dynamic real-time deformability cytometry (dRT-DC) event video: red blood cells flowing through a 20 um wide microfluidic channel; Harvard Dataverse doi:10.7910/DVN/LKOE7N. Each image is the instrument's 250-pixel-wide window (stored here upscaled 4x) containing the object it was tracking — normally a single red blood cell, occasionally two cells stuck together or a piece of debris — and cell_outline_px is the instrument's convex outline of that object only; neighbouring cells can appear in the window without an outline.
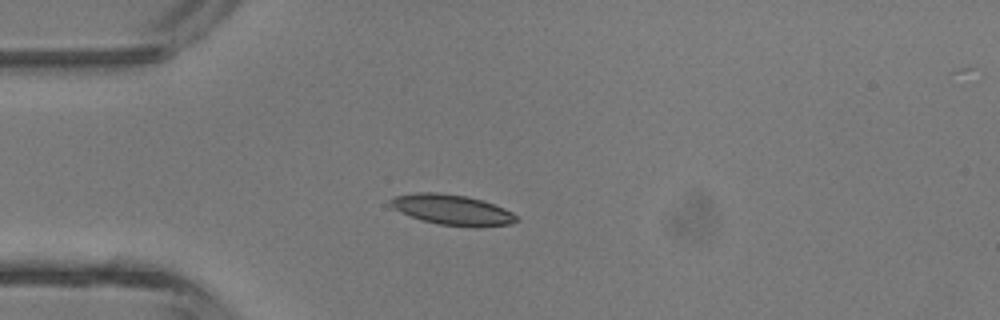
{"species": "common noctule bat (a hibernating species)", "species_latin": "Nyctalus noctula", "temperature_condition": "room temperature", "stored_images_in_passage": 3, "camera_frame_rate_fps": 3000, "um_per_image_px": 0.085, "animal": {"sex": "male", "body_mass_g": 13.3}, "frame": {"image": 1, "passage_image": 3, "time_ms": 2.333, "image_size_px": [1000, 320], "cell_outline_px": [[520, 220], [512, 224], [476, 228], [440, 224], [424, 220], [400, 212], [392, 204], [392, 200], [396, 196], [416, 192], [436, 192], [464, 196], [480, 200], [504, 208], [512, 212]], "centroid_in_image_um": [38.52, 17.85], "position_along_channel_um": 46.5, "area_um2": 21.91}}